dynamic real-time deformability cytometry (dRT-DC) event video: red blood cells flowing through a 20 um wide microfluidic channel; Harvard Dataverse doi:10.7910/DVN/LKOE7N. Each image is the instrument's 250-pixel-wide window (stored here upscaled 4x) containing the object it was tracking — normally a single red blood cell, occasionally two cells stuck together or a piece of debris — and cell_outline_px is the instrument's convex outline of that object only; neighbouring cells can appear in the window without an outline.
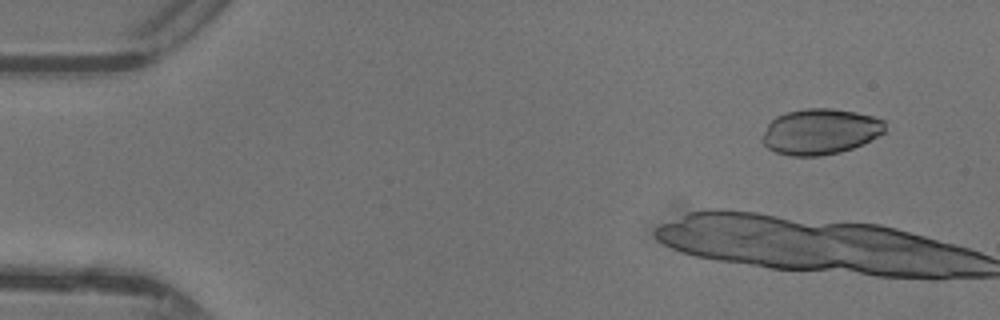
{"species": "common noctule bat (a hibernating species)", "species_latin": "Nyctalus noctula", "temperature_condition": "warm", "stored_images_in_passage": 12, "camera_frame_rate_fps": 3000, "um_per_image_px": 0.085, "animal": {"sex": "female"}, "frame": {"image": 1, "passage_image": 4, "time_ms": 1.0, "image_size_px": [1000, 320], "cell_outline_px": [[884, 132], [864, 144], [840, 152], [820, 156], [788, 156], [776, 152], [768, 148], [760, 140], [760, 136], [768, 124], [776, 116], [788, 112], [804, 108], [832, 108], [856, 112], [872, 116], [884, 120]], "centroid_in_image_um": [69.69, 11.19], "position_along_channel_um": 15.3, "area_um2": 32.89}}